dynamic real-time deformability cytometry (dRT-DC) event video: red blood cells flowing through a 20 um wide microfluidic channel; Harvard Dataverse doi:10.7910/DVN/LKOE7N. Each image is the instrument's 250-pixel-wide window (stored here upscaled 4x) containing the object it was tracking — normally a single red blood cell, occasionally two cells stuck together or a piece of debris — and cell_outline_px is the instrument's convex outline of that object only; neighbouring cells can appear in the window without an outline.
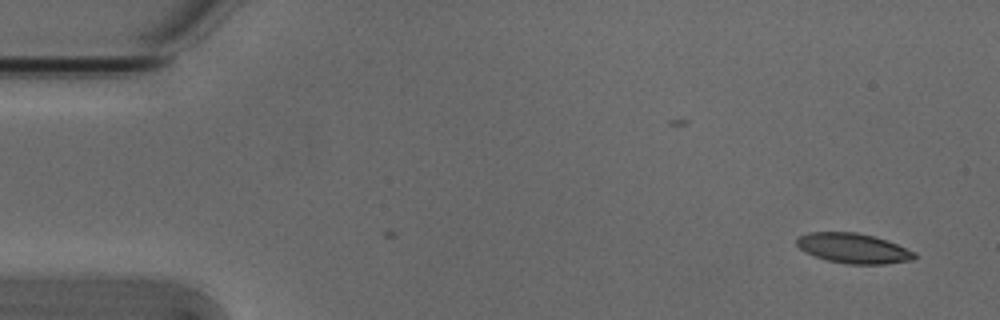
{"species": "Egyptian fruit bat (a non-hibernating species)", "species_latin": "Rousettus aegyptiacus", "temperature_condition": "cold", "stored_images_in_passage": 3, "camera_frame_rate_fps": 3000, "um_per_image_px": 0.085, "animal": {"sex": "male"}, "frame": {"image": 1, "passage_image": 3, "time_ms": 0.667, "image_size_px": [1000, 320], "cell_outline_px": [[916, 260], [884, 264], [844, 264], [824, 260], [804, 252], [796, 244], [796, 240], [800, 236], [808, 232], [856, 232], [888, 240], [916, 252]], "centroid_in_image_um": [72.55, 21.12], "position_along_channel_um": 12.5, "area_um2": 20.87}}